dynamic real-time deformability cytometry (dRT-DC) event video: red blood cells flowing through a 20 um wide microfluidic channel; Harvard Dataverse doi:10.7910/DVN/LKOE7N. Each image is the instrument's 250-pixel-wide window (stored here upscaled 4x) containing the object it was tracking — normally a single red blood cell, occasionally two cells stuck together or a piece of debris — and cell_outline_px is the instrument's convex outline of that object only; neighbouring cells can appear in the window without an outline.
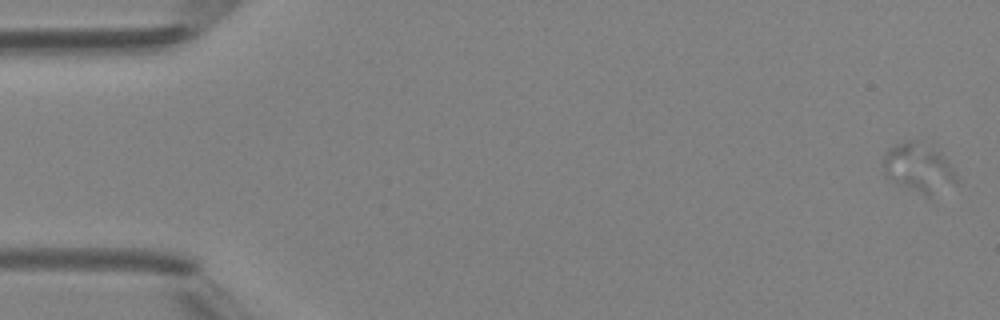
{"species": "Egyptian fruit bat (a non-hibernating species)", "species_latin": "Rousettus aegyptiacus", "temperature_condition": "room temperature", "stored_images_in_passage": 3, "camera_frame_rate_fps": 3000, "um_per_image_px": 0.085, "animal": {"sex": "female"}, "frame": {"image": 1, "passage_image": 3, "time_ms": 3.333, "image_size_px": [1000, 320], "cell_outline_px": [[956, 184], [928, 196], [924, 196], [884, 176], [884, 152], [888, 148], [904, 140], [920, 140], [940, 152], [952, 168], [956, 176]], "centroid_in_image_um": [78.06, 14.24], "position_along_channel_um": 6.9, "area_um2": 20.75}}